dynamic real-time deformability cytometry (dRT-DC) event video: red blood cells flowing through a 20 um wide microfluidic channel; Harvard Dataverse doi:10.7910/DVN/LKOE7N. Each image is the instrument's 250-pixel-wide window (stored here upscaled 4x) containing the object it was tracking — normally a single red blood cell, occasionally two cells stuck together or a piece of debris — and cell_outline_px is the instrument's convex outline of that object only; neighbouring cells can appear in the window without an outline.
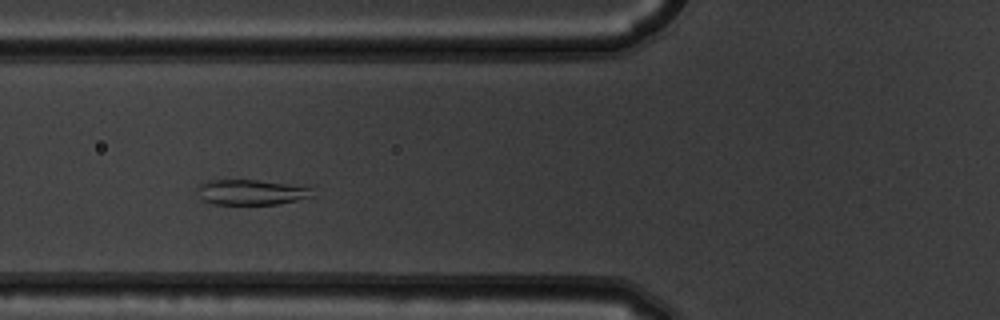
{"species": "common noctule bat (a hibernating species)", "species_latin": "Nyctalus noctula", "temperature_condition": "warm", "stored_images_in_passage": 7, "camera_frame_rate_fps": 3000, "um_per_image_px": 0.085, "animal": {"sex": "male", "body_mass_g": 19.5, "forearm_length_mm": 54.6}, "frame": {"image": 1, "passage_image": 4, "time_ms": 1.0, "image_size_px": [1000, 320], "cell_outline_px": [[312, 196], [296, 200], [276, 204], [216, 204], [204, 200], [200, 196], [196, 188], [200, 184], [208, 180], [256, 180], [312, 184]], "centroid_in_image_um": [21.47, 16.3], "position_along_channel_um": 104.3, "area_um2": 17.34}}
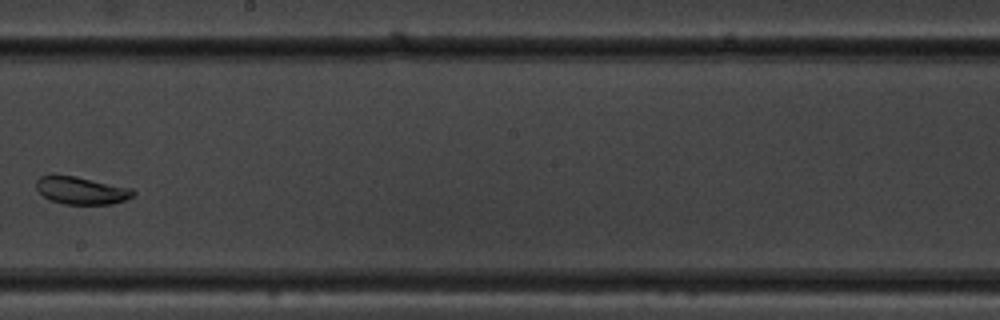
{"frame": {"image": 2, "passage_image": 7, "time_ms": 2.0, "image_size_px": [1000, 320], "cell_outline_px": [[136, 192], [132, 196], [124, 200], [112, 204], [64, 204], [52, 200], [44, 196], [36, 188], [36, 180], [40, 176], [76, 176], [132, 188]], "centroid_in_image_um": [6.94, 16.19], "position_along_channel_um": 241.3, "area_um2": 15.32}}